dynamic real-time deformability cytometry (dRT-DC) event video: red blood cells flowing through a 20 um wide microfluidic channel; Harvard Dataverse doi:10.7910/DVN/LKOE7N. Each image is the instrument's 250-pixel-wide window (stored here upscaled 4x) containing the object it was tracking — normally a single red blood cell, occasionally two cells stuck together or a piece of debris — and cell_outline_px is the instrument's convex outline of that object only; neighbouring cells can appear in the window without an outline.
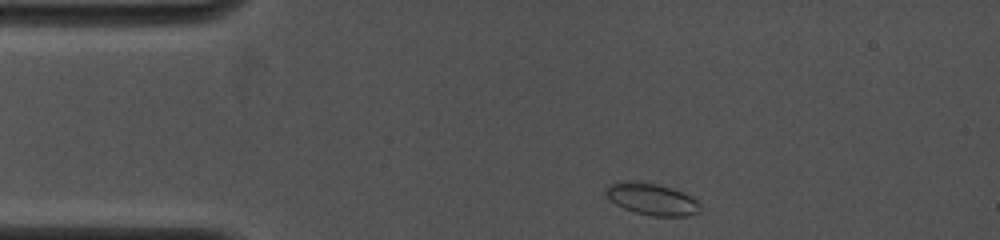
{"species": "common noctule bat (a hibernating species)", "species_latin": "Nyctalus noctula", "temperature_condition": "cold", "stored_images_in_passage": 42, "camera_frame_rate_fps": 4000, "um_per_image_px": 0.085, "animal": {"sex": "female", "body_mass_g": 19.0, "forearm_length_mm": 53.3}, "frame": {"image": 1, "passage_image": 1, "time_ms": 0.0, "image_size_px": [1000, 240], "cell_outline_px": [[700, 212], [688, 216], [652, 216], [636, 212], [624, 208], [616, 204], [604, 192], [604, 188], [608, 184], [628, 180], [636, 180], [656, 184], [672, 188], [696, 200], [700, 204]], "centroid_in_image_um": [55.38, 16.91], "position_along_channel_um": 29.6, "area_um2": 17.4}}
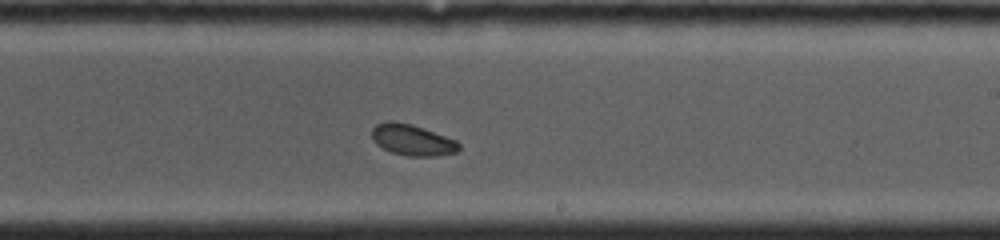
{"frame": {"image": 2, "passage_image": 26, "time_ms": 6.75, "image_size_px": [1000, 240], "cell_outline_px": [[460, 148], [456, 152], [436, 156], [408, 156], [392, 152], [376, 144], [372, 140], [372, 128], [376, 124], [388, 120], [392, 120], [412, 124], [424, 128], [456, 140], [460, 144]], "centroid_in_image_um": [35.03, 11.88], "position_along_channel_um": 254.0, "area_um2": 15.84}}
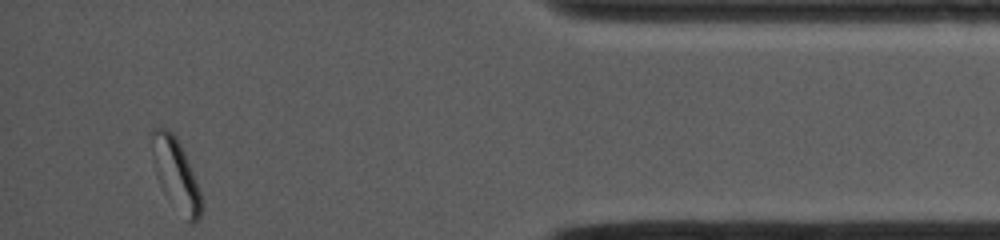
{"frame": {"image": 3, "passage_image": 42, "time_ms": 11.75, "image_size_px": [1000, 240], "cell_outline_px": [[204, 204], [200, 216], [196, 224], [192, 224], [188, 220], [160, 184], [156, 176], [152, 156], [152, 128], [164, 128], [172, 132], [176, 136], [184, 152], [200, 192]], "centroid_in_image_um": [14.96, 14.78], "position_along_channel_um": 420.2, "area_um2": 19.77}, "authors_computed_cell_mechanics": {"area_um2": 16.3285, "velocity_mm_per_s": 4.0208, "shape_relaxation_time_tau1_ms": 5.5087, "shape_relaxation_time_tau2_ms": null, "deformation_change_tau1": 0.068, "deformation_change_tau2": null}}